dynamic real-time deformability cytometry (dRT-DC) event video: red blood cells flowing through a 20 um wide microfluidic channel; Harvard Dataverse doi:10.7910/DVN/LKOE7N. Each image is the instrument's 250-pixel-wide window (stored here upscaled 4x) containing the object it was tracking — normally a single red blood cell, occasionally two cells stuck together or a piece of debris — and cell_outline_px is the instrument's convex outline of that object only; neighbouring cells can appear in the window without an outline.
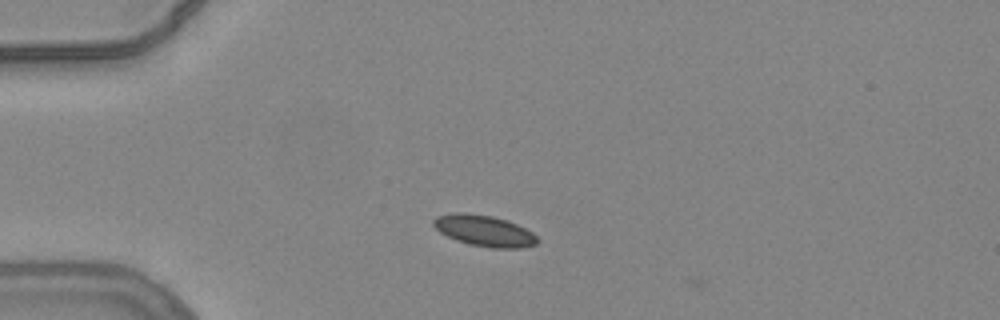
{"species": "common noctule bat (a hibernating species)", "species_latin": "Nyctalus noctula", "temperature_condition": "warm", "stored_images_in_passage": 5, "camera_frame_rate_fps": 3000, "um_per_image_px": 0.085, "animal": {"sex": "female", "body_mass_g": 24.6, "forearm_length_mm": 56.2}, "frame": {"image": 1, "passage_image": 4, "time_ms": 1.0, "image_size_px": [1000, 320], "cell_outline_px": [[540, 240], [536, 244], [520, 248], [492, 248], [468, 244], [456, 240], [440, 232], [432, 224], [432, 220], [436, 216], [456, 212], [468, 212], [492, 216], [508, 220], [532, 232]], "centroid_in_image_um": [41.15, 19.6], "position_along_channel_um": 43.8, "area_um2": 18.96}}